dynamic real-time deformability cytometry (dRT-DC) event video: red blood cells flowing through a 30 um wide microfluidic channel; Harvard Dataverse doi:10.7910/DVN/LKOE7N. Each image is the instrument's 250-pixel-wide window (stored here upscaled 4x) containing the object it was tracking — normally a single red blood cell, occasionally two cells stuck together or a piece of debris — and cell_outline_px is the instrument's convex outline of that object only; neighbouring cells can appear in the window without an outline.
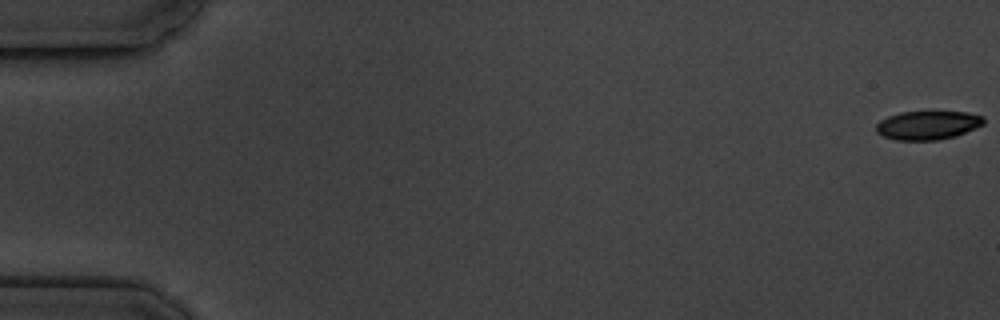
{"species": "common noctule bat (a hibernating species)", "species_latin": "Nyctalus noctula", "temperature_condition": "cold", "stored_images_in_passage": 7, "camera_frame_rate_fps": 3000, "um_per_image_px": 0.085, "animal": {"sex": "male", "body_mass_g": 19.5, "forearm_length_mm": 54.6}, "frame": {"image": 1, "passage_image": 1, "time_ms": 0.0, "image_size_px": [1000, 320], "cell_outline_px": [[984, 124], [976, 128], [956, 136], [936, 140], [896, 140], [884, 136], [876, 132], [876, 124], [880, 120], [888, 116], [900, 112], [968, 112], [984, 116]], "centroid_in_image_um": [78.87, 10.64], "position_along_channel_um": 6.1, "area_um2": 18.03}}
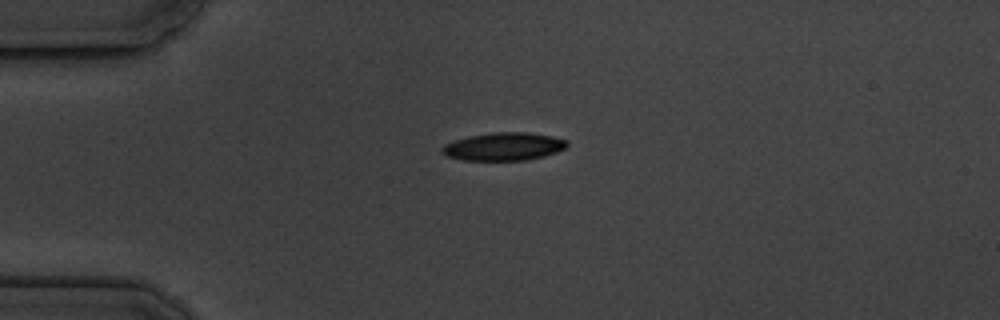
{"frame": {"image": 2, "passage_image": 5, "time_ms": 4.667, "image_size_px": [1000, 320], "cell_outline_px": [[568, 144], [564, 148], [556, 152], [544, 156], [528, 160], [464, 160], [444, 156], [440, 152], [440, 148], [444, 144], [456, 140], [472, 136], [492, 132], [528, 132], [552, 136], [568, 140]], "centroid_in_image_um": [42.8, 12.46], "position_along_channel_um": 42.2, "area_um2": 20.4}}